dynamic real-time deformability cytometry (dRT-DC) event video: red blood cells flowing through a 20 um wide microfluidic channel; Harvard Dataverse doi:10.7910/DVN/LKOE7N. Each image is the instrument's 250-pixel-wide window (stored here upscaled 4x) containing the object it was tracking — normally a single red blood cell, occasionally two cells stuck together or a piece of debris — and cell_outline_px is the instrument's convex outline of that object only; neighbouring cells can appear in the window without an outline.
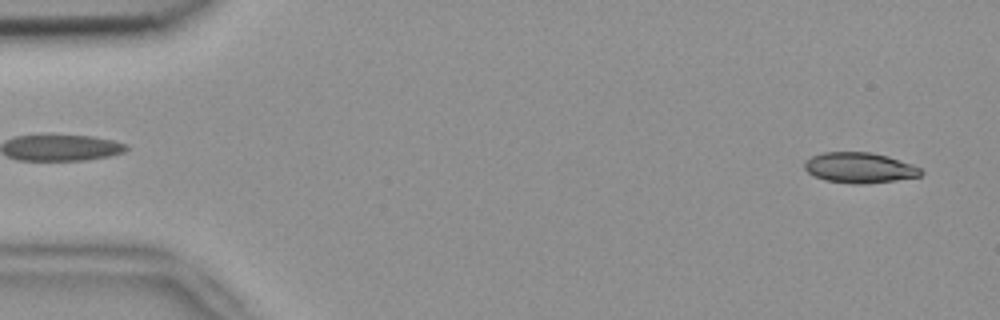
{"species": "common noctule bat (a hibernating species)", "species_latin": "Nyctalus noctula", "temperature_condition": "room temperature", "stored_images_in_passage": 51, "camera_frame_rate_fps": 3000, "um_per_image_px": 0.085, "animal": {"sex": "female", "body_mass_g": 18.4}, "frame": {"image": 1, "passage_image": 2, "time_ms": 0.333, "image_size_px": [1000, 320], "cell_outline_px": [[924, 172], [920, 176], [896, 180], [868, 184], [852, 184], [824, 180], [808, 172], [804, 168], [804, 160], [812, 156], [824, 152], [872, 152], [888, 156], [912, 164], [920, 168]], "centroid_in_image_um": [73.06, 14.26], "position_along_channel_um": 11.9, "area_um2": 20.81}}
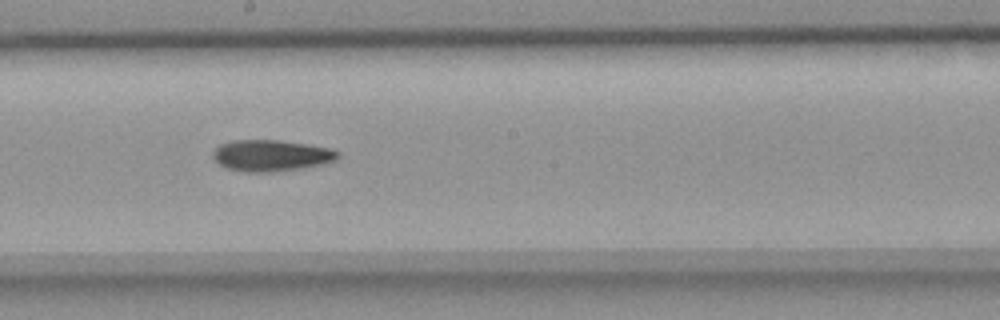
{"frame": {"image": 2, "passage_image": 28, "time_ms": 9.0, "image_size_px": [1000, 320], "cell_outline_px": [[340, 156], [336, 160], [320, 164], [300, 168], [272, 172], [244, 172], [224, 168], [212, 156], [212, 152], [220, 144], [232, 140], [276, 140], [308, 144], [328, 148], [340, 152]], "centroid_in_image_um": [23.02, 13.22], "position_along_channel_um": 225.2, "area_um2": 22.77}}
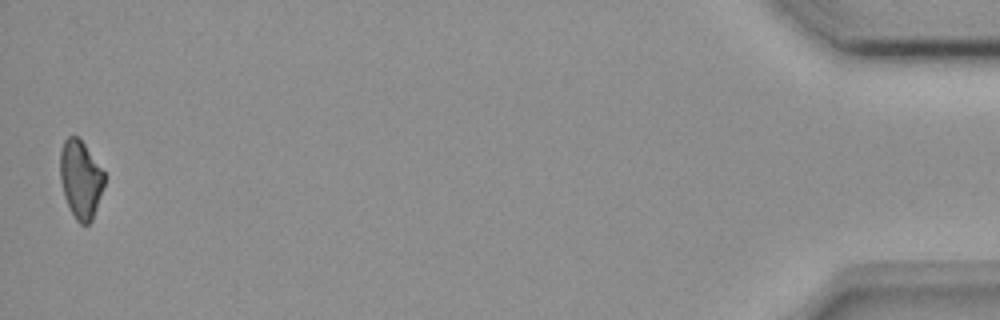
{"frame": {"image": 3, "passage_image": 51, "time_ms": 16.667, "image_size_px": [1000, 320], "cell_outline_px": [[104, 184], [92, 220], [88, 224], [80, 224], [76, 220], [64, 196], [60, 180], [60, 152], [64, 140], [68, 136], [76, 136], [84, 144], [104, 172]], "centroid_in_image_um": [6.83, 15.24], "position_along_channel_um": 428.4, "area_um2": 19.77}, "authors_computed_cell_mechanics": {"area_um2": 21.675, "velocity_mm_per_s": 3.8592, "shape_relaxation_time_tau1_ms": 7.8358, "shape_relaxation_time_tau2_ms": null, "deformation_change_tau1": 0.1443, "deformation_change_tau2": null}}